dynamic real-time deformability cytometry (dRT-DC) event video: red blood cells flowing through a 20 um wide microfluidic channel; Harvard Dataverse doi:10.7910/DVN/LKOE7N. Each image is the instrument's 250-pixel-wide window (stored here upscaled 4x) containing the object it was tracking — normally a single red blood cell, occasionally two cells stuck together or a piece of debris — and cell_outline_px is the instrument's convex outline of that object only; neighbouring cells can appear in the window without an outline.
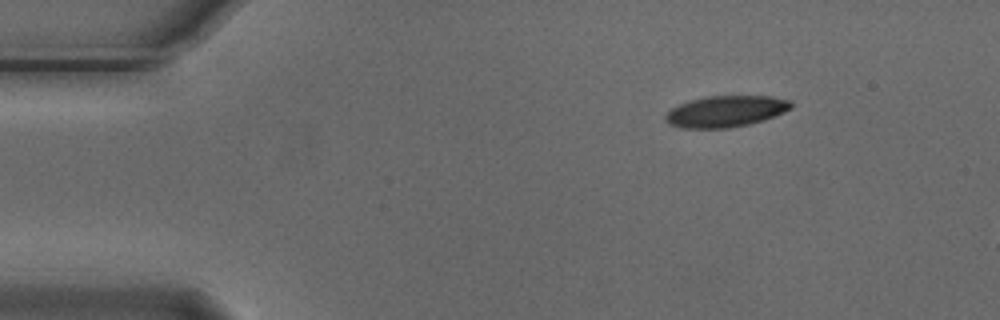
{"species": "Egyptian fruit bat (a non-hibernating species)", "species_latin": "Rousettus aegyptiacus", "temperature_condition": "cold", "stored_images_in_passage": 2, "camera_frame_rate_fps": 3000, "um_per_image_px": 0.085, "animal": {"sex": "male"}, "frame": {"image": 1, "passage_image": 1, "time_ms": 0.0, "image_size_px": [1000, 320], "cell_outline_px": [[792, 108], [784, 112], [764, 120], [748, 124], [728, 128], [680, 128], [668, 124], [664, 120], [664, 116], [672, 108], [688, 100], [708, 96], [772, 96], [792, 100]], "centroid_in_image_um": [61.68, 9.46], "position_along_channel_um": 23.3, "area_um2": 23.06}}